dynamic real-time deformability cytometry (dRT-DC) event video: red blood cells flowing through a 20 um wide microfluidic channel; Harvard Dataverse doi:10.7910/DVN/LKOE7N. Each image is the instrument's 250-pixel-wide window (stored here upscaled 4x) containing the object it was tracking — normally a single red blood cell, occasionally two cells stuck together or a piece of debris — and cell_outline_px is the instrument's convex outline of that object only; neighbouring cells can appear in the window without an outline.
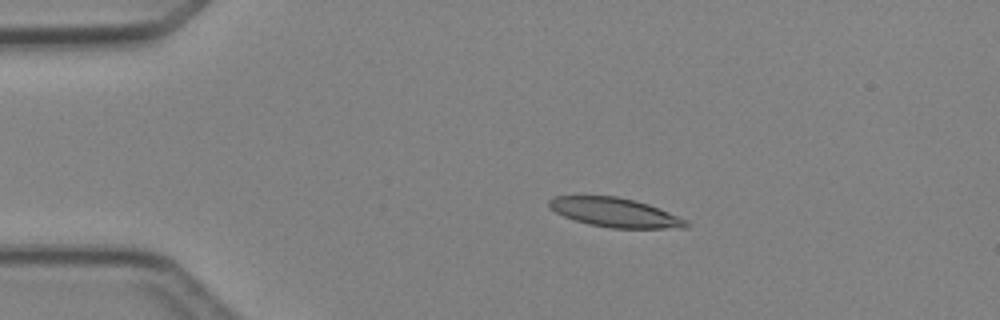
{"species": "Egyptian fruit bat (a non-hibernating species)", "species_latin": "Rousettus aegyptiacus", "temperature_condition": "cold", "stored_images_in_passage": 2, "camera_frame_rate_fps": 3000, "um_per_image_px": 0.085, "animal": {"sex": "female"}, "frame": {"image": 1, "passage_image": 1, "time_ms": 0.0, "image_size_px": [1000, 320], "cell_outline_px": [[692, 224], [688, 228], [612, 228], [588, 224], [564, 216], [548, 208], [548, 200], [552, 196], [616, 196], [636, 200], [660, 208], [688, 220]], "centroid_in_image_um": [52.31, 18.06], "position_along_channel_um": 32.7, "area_um2": 23.52}}